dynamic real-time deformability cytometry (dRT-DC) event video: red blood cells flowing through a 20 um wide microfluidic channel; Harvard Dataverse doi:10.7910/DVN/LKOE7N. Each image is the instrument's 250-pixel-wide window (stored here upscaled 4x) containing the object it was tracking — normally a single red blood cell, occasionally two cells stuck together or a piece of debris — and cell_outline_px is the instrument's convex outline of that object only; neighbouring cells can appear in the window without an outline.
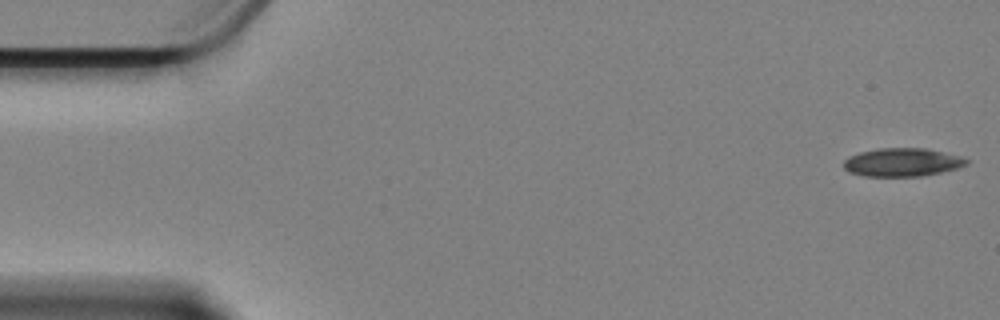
{"species": "Egyptian fruit bat (a non-hibernating species)", "species_latin": "Rousettus aegyptiacus", "temperature_condition": "cold", "stored_images_in_passage": 55, "camera_frame_rate_fps": 3000, "um_per_image_px": 0.085, "animal": {"sex": "female"}, "frame": {"image": 1, "passage_image": 1, "time_ms": 0.0, "image_size_px": [1000, 320], "cell_outline_px": [[968, 160], [964, 164], [956, 168], [940, 172], [920, 176], [868, 176], [852, 172], [844, 168], [844, 160], [860, 152], [880, 148], [924, 148], [956, 156]], "centroid_in_image_um": [76.64, 13.79], "position_along_channel_um": 8.4, "area_um2": 19.54}}
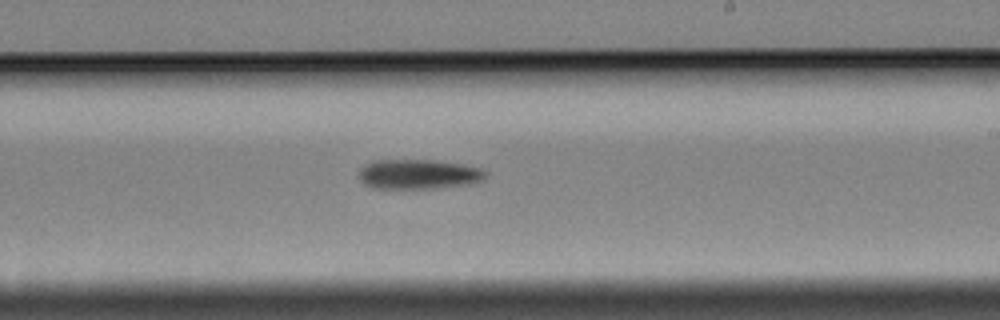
{"frame": {"image": 2, "passage_image": 32, "time_ms": 10.333, "image_size_px": [1000, 320], "cell_outline_px": [[488, 172], [484, 176], [476, 180], [460, 184], [432, 188], [372, 188], [364, 184], [360, 180], [360, 168], [364, 164], [376, 160], [432, 160], [460, 164], [480, 168]], "centroid_in_image_um": [35.45, 14.79], "position_along_channel_um": 253.6, "area_um2": 21.33}}
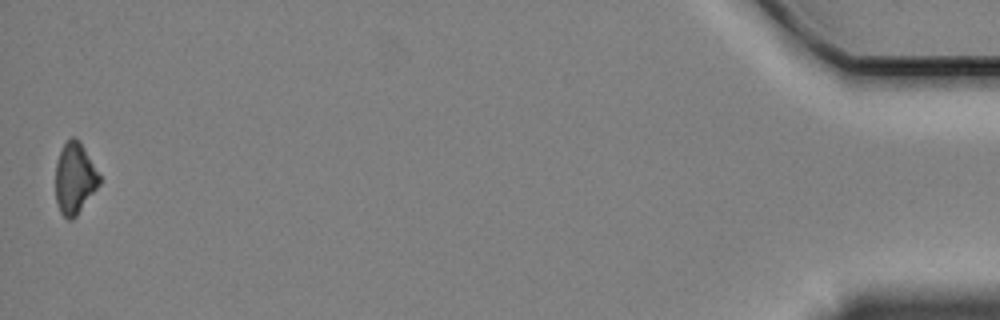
{"frame": {"image": 3, "passage_image": 55, "time_ms": 18.0, "image_size_px": [1000, 320], "cell_outline_px": [[100, 184], [76, 216], [72, 220], [68, 220], [60, 212], [56, 200], [56, 164], [60, 152], [64, 144], [72, 136], [76, 136], [80, 140], [100, 176]], "centroid_in_image_um": [6.35, 15.15], "position_along_channel_um": 428.9, "area_um2": 18.09}, "authors_computed_cell_mechanics": {"area_um2": 20.4612, "velocity_mm_per_s": 3.5228, "shape_relaxation_time_tau1_ms": 4.0029, "shape_relaxation_time_tau2_ms": null, "deformation_change_tau1": 0.0685, "deformation_change_tau2": null}}